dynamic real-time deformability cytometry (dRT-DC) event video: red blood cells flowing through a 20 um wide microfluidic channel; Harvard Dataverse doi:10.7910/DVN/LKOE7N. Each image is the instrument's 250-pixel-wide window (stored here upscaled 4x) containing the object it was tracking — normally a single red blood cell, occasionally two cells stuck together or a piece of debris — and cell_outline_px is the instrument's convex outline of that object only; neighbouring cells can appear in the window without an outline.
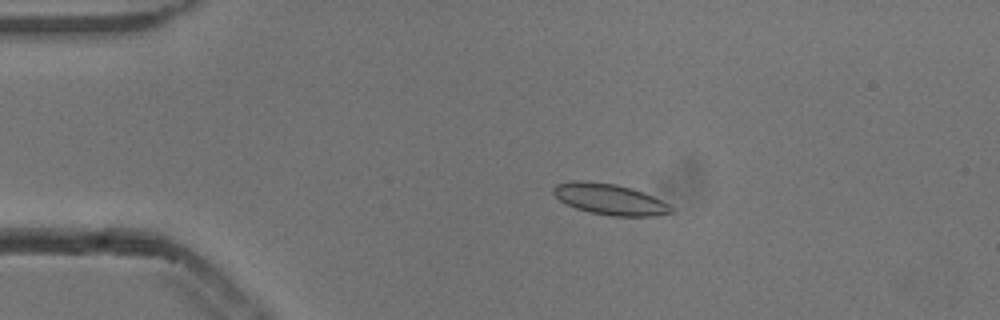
{"species": "common noctule bat (a hibernating species)", "species_latin": "Nyctalus noctula", "temperature_condition": "cold", "stored_images_in_passage": 53, "camera_frame_rate_fps": 3000, "um_per_image_px": 0.085, "animal": {"sex": "male", "body_mass_g": 13.3}, "frame": {"image": 1, "passage_image": 10, "time_ms": 3.0, "image_size_px": [1000, 320], "cell_outline_px": [[672, 212], [652, 216], [612, 216], [588, 212], [576, 208], [560, 200], [552, 192], [552, 188], [556, 184], [572, 180], [584, 180], [616, 184], [632, 188], [644, 192], [668, 204], [672, 208]], "centroid_in_image_um": [51.78, 16.92], "position_along_channel_um": 33.2, "area_um2": 21.21}}
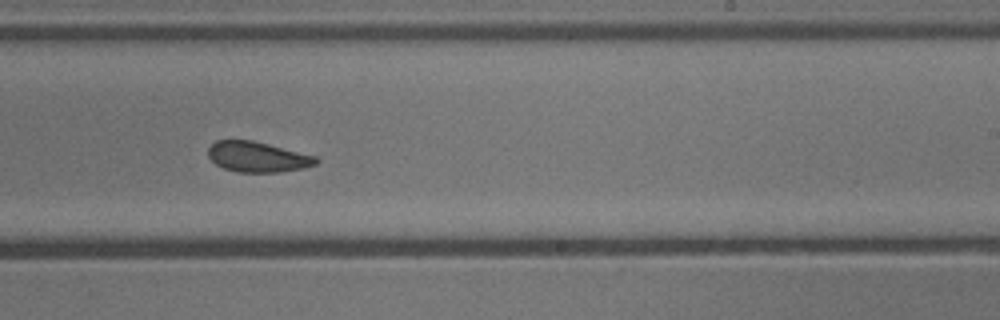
{"frame": {"image": 2, "passage_image": 32, "time_ms": 10.333, "image_size_px": [1000, 320], "cell_outline_px": [[320, 160], [316, 164], [304, 168], [280, 172], [236, 172], [224, 168], [216, 164], [208, 156], [208, 148], [216, 140], [252, 140], [316, 156]], "centroid_in_image_um": [21.9, 13.34], "position_along_channel_um": 267.1, "area_um2": 19.07}}
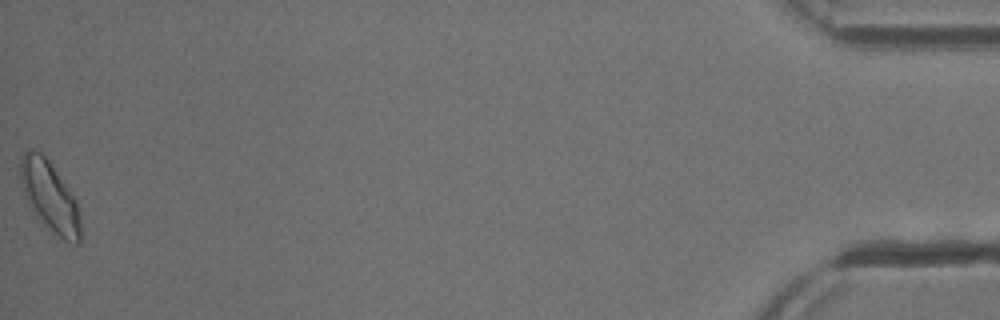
{"frame": {"image": 3, "passage_image": 53, "time_ms": 17.333, "image_size_px": [1000, 320], "cell_outline_px": [[80, 244], [72, 244], [64, 240], [48, 228], [36, 216], [28, 204], [24, 196], [16, 176], [20, 160], [24, 152], [28, 148], [32, 148], [40, 152], [48, 160], [68, 188], [76, 200], [80, 216]], "centroid_in_image_um": [4.16, 16.67], "position_along_channel_um": 431.0, "area_um2": 25.03}, "authors_computed_cell_mechanics": {"area_um2": 20.2878, "velocity_mm_per_s": 3.8152, "shape_relaxation_time_tau1_ms": 2.4748, "shape_relaxation_time_tau2_ms": 5.4381, "deformation_change_tau1": 0.0707, "deformation_change_tau2": 0.0888}}